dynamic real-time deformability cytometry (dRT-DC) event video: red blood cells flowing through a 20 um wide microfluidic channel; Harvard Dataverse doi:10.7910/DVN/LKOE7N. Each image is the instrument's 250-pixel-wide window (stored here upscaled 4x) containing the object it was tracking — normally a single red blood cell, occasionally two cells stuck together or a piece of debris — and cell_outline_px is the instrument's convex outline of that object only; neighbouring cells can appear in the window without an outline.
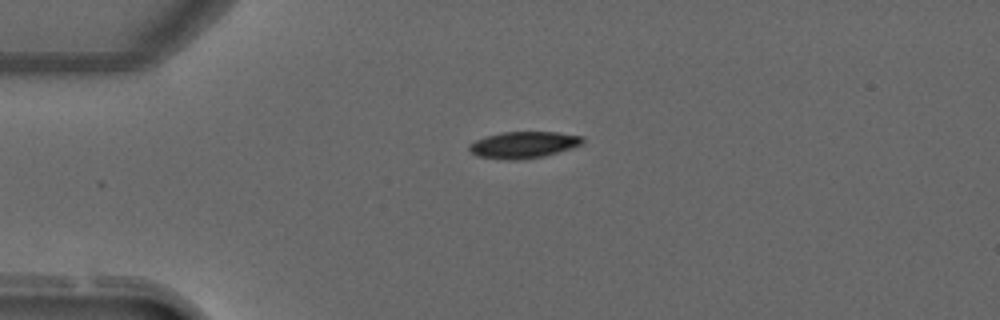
{"species": "common noctule bat (a hibernating species)", "species_latin": "Nyctalus noctula", "temperature_condition": "warm", "stored_images_in_passage": 2, "camera_frame_rate_fps": 3000, "um_per_image_px": 0.085, "animal": {"sex": "male", "forearm_length_mm": 52.5}, "frame": {"image": 1, "passage_image": 1, "time_ms": 0.0, "image_size_px": [1000, 320], "cell_outline_px": [[584, 144], [572, 148], [544, 156], [520, 160], [504, 160], [476, 156], [468, 148], [468, 144], [484, 136], [504, 132], [556, 132], [584, 136]], "centroid_in_image_um": [44.51, 12.31], "position_along_channel_um": 40.5, "area_um2": 17.8}}
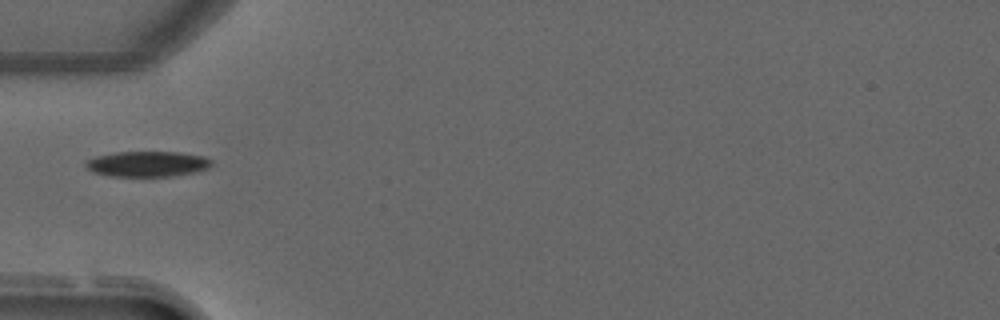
{"frame": {"image": 2, "passage_image": 2, "time_ms": 1.333, "image_size_px": [1000, 320], "cell_outline_px": [[212, 164], [208, 168], [196, 172], [172, 176], [108, 176], [92, 172], [84, 164], [88, 160], [96, 156], [116, 152], [180, 152], [204, 156], [212, 160]], "centroid_in_image_um": [12.55, 13.93], "position_along_channel_um": 72.5, "area_um2": 18.73}}